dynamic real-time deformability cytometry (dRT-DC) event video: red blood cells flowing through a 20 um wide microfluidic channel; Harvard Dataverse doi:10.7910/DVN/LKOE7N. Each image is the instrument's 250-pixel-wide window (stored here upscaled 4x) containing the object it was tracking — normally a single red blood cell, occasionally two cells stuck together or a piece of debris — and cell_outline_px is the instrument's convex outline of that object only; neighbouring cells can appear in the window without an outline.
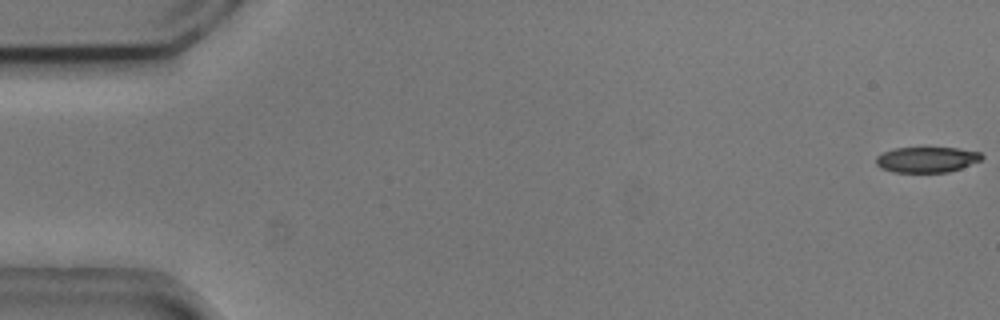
{"species": "common noctule bat (a hibernating species)", "species_latin": "Nyctalus noctula", "temperature_condition": "cold", "stored_images_in_passage": 55, "camera_frame_rate_fps": 3000, "um_per_image_px": 0.085, "animal": {"sex": "male", "body_mass_g": 20.5, "forearm_length_mm": 52.5}, "frame": {"image": 1, "passage_image": 1, "time_ms": 0.0, "image_size_px": [1000, 320], "cell_outline_px": [[984, 156], [980, 160], [960, 168], [948, 172], [892, 172], [880, 168], [876, 164], [876, 156], [884, 152], [896, 148], [956, 148], [980, 152]], "centroid_in_image_um": [78.75, 13.57], "position_along_channel_um": 6.3, "area_um2": 15.61}}
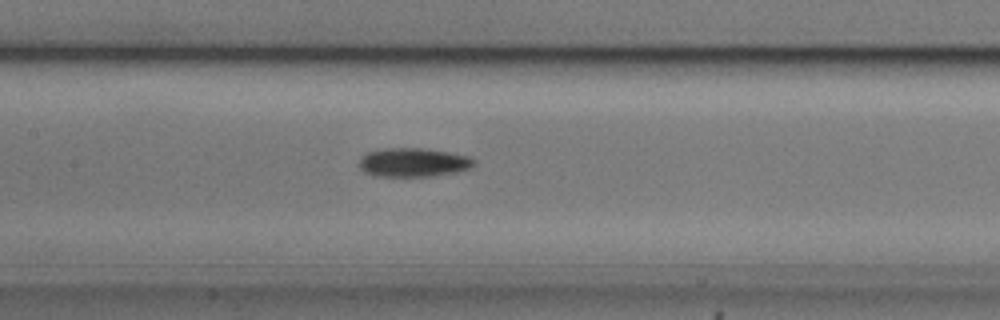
{"frame": {"image": 2, "passage_image": 26, "time_ms": 8.333, "image_size_px": [1000, 320], "cell_outline_px": [[476, 160], [468, 168], [456, 172], [428, 176], [376, 176], [364, 172], [360, 168], [360, 160], [368, 152], [384, 148], [420, 148], [448, 152], [468, 156]], "centroid_in_image_um": [35.11, 13.8], "position_along_channel_um": 172.3, "area_um2": 18.96}}
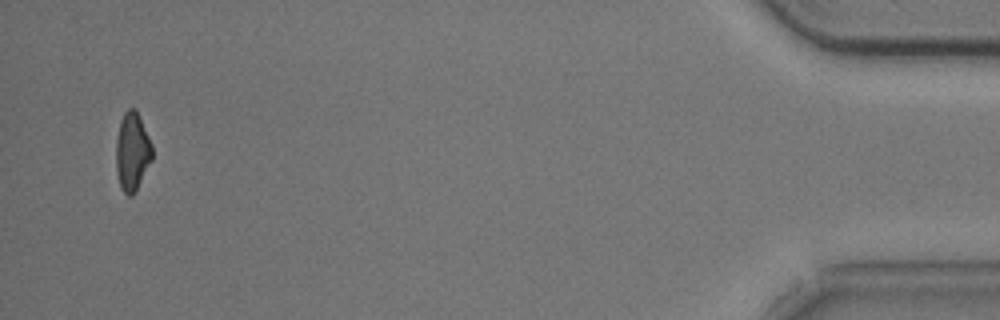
{"frame": {"image": 3, "passage_image": 53, "time_ms": 17.333, "image_size_px": [1000, 320], "cell_outline_px": [[152, 160], [132, 196], [128, 196], [120, 188], [116, 172], [116, 140], [120, 120], [124, 112], [128, 108], [136, 108], [152, 144]], "centroid_in_image_um": [11.23, 12.87], "position_along_channel_um": 424.0, "area_um2": 16.59}, "authors_computed_cell_mechanics": {"area_um2": 17.5712, "velocity_mm_per_s": 3.7274, "shape_relaxation_time_tau1_ms": 3.707, "shape_relaxation_time_tau2_ms": 6.2479, "deformation_change_tau1": 0.1304, "deformation_change_tau2": 0.1518}}